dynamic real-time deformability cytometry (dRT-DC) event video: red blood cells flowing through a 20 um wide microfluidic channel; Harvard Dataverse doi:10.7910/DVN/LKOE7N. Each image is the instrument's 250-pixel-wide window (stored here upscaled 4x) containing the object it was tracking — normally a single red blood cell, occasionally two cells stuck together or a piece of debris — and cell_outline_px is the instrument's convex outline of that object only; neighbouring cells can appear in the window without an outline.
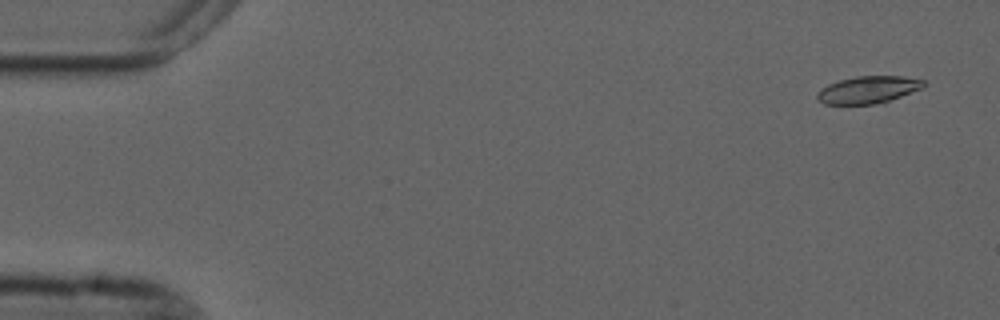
{"species": "common noctule bat (a hibernating species)", "species_latin": "Nyctalus noctula", "temperature_condition": "cold", "stored_images_in_passage": 5, "camera_frame_rate_fps": 3000, "um_per_image_px": 0.085, "animal": {"sex": "male", "forearm_length_mm": 52.5}, "frame": {"image": 1, "passage_image": 1, "time_ms": 0.0, "image_size_px": [1000, 320], "cell_outline_px": [[928, 84], [924, 88], [884, 104], [824, 104], [816, 100], [816, 96], [820, 88], [828, 84], [840, 80], [856, 76], [904, 76], [924, 80]], "centroid_in_image_um": [73.85, 7.64], "position_along_channel_um": 11.1, "area_um2": 17.46}}
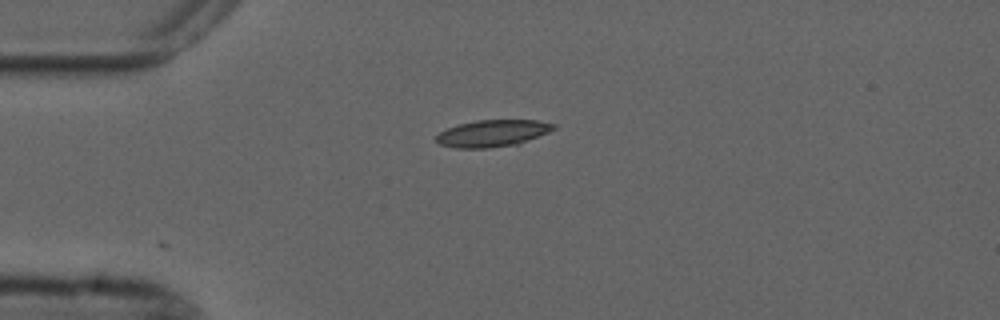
{"frame": {"image": 2, "passage_image": 4, "time_ms": 3.667, "image_size_px": [1000, 320], "cell_outline_px": [[556, 128], [548, 132], [516, 144], [488, 148], [456, 148], [440, 144], [436, 140], [436, 136], [440, 132], [448, 128], [460, 124], [476, 120], [536, 120], [556, 124]], "centroid_in_image_um": [41.86, 11.32], "position_along_channel_um": 43.1, "area_um2": 18.09}}